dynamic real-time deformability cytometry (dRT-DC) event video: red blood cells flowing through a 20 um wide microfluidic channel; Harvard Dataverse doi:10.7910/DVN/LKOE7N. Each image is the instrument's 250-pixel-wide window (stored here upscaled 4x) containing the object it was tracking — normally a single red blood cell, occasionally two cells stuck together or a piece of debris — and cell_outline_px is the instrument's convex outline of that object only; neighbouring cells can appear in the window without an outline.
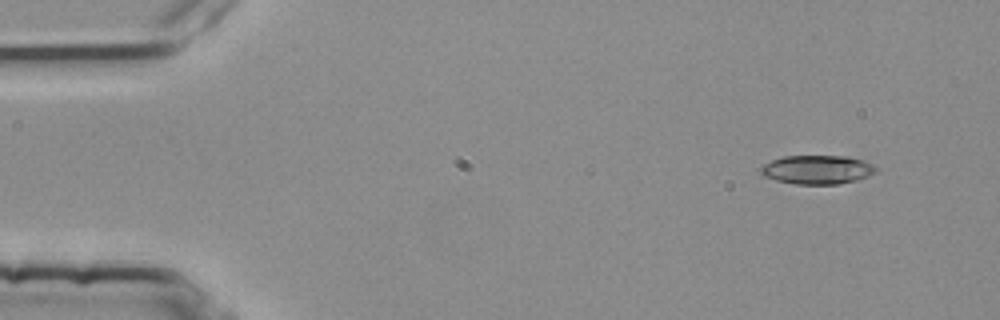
{"species": "common noctule bat (a hibernating species)", "species_latin": "Nyctalus noctula", "temperature_condition": "room temperature", "stored_images_in_passage": 4, "camera_frame_rate_fps": 3000, "um_per_image_px": 0.085, "animal": {"sex": "female", "body_mass_g": 25.1}, "frame": {"image": 1, "passage_image": 2, "time_ms": 0.333, "image_size_px": [1000, 320], "cell_outline_px": [[876, 172], [868, 176], [856, 180], [840, 184], [796, 184], [776, 180], [764, 176], [760, 172], [760, 168], [764, 164], [772, 160], [784, 156], [848, 156], [864, 160], [872, 164], [876, 168]], "centroid_in_image_um": [69.48, 14.42], "position_along_channel_um": 15.5, "area_um2": 19.36}}
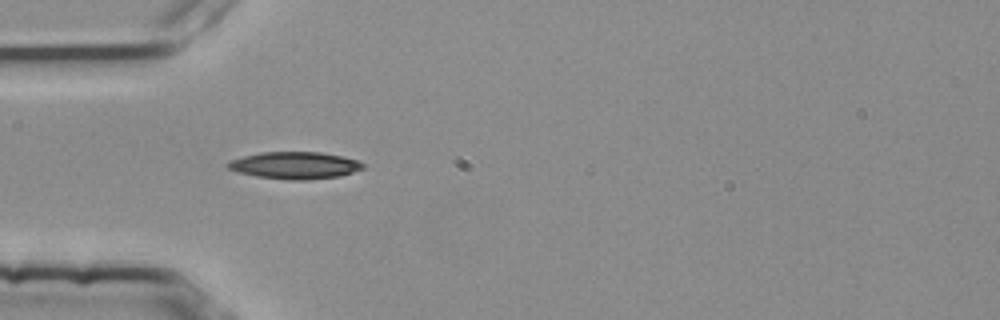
{"frame": {"image": 2, "passage_image": 4, "time_ms": 1.0, "image_size_px": [1000, 320], "cell_outline_px": [[364, 168], [340, 176], [304, 180], [292, 180], [256, 176], [240, 172], [228, 168], [228, 164], [232, 160], [244, 156], [260, 152], [320, 152], [360, 160], [364, 164]], "centroid_in_image_um": [25.11, 14.05], "position_along_channel_um": 59.9, "area_um2": 21.04}}